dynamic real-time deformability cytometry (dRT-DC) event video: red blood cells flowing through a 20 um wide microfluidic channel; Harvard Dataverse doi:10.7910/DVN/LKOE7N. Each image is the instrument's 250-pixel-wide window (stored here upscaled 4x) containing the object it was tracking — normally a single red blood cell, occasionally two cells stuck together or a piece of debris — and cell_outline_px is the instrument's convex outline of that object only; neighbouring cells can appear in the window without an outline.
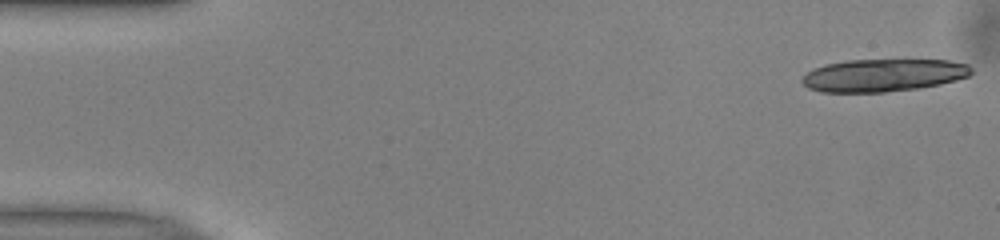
{"species": "common noctule bat (a hibernating species)", "species_latin": "Nyctalus noctula", "temperature_condition": "warm", "stored_images_in_passage": 16, "camera_frame_rate_fps": 3000, "um_per_image_px": 0.085, "animal": {"sex": "male", "body_mass_g": 13.0, "forearm_length_mm": 53.1}, "frame": {"image": 1, "passage_image": 1, "time_ms": 0.0, "image_size_px": [1000, 240], "cell_outline_px": [[972, 72], [968, 76], [956, 80], [940, 84], [916, 88], [884, 92], [820, 92], [808, 88], [800, 80], [812, 68], [824, 64], [848, 60], [948, 60], [968, 64], [972, 68]], "centroid_in_image_um": [75.06, 6.39], "position_along_channel_um": 9.9, "area_um2": 32.19}}